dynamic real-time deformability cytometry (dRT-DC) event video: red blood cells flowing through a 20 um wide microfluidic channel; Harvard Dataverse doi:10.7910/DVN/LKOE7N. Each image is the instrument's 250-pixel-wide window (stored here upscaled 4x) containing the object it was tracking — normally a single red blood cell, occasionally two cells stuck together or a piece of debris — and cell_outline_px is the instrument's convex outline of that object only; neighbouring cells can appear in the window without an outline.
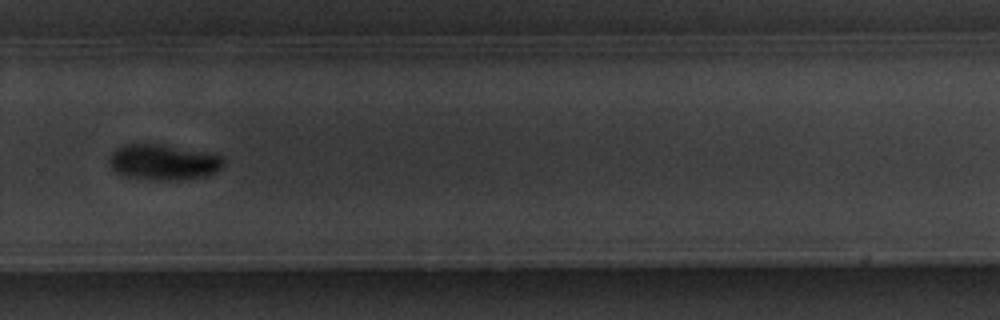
{"species": "common noctule bat (a hibernating species)", "species_latin": "Nyctalus noctula", "temperature_condition": "warm", "stored_images_in_passage": 14, "camera_frame_rate_fps": 3000, "um_per_image_px": 0.085, "animal": {"sex": "male", "body_mass_g": 20.1, "forearm_length_mm": 53.5}, "frame": {"image": 1, "passage_image": 10, "time_ms": 11.333, "image_size_px": [1000, 320], "cell_outline_px": [[224, 164], [220, 168], [204, 176], [164, 180], [124, 176], [116, 172], [108, 164], [108, 160], [112, 152], [116, 148], [124, 144], [156, 144], [224, 156]], "centroid_in_image_um": [13.81, 13.77], "position_along_channel_um": 316.0, "area_um2": 23.06}}
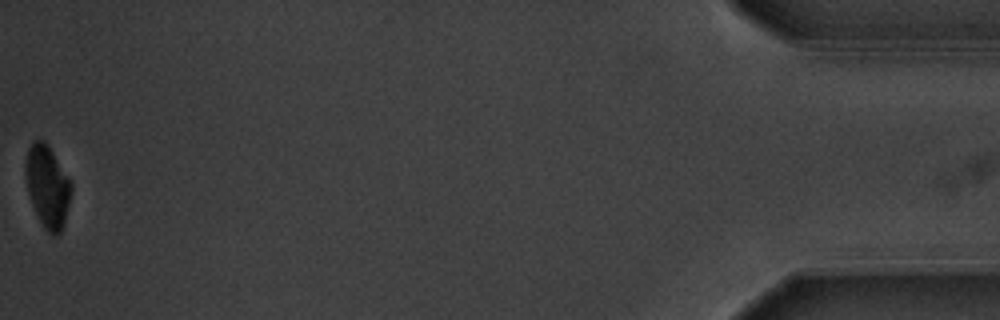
{"frame": {"image": 2, "passage_image": 14, "time_ms": 17.0, "image_size_px": [1000, 320], "cell_outline_px": [[72, 192], [64, 224], [60, 232], [56, 236], [52, 236], [44, 228], [32, 204], [28, 192], [24, 172], [28, 148], [32, 140], [44, 140], [48, 144], [72, 184]], "centroid_in_image_um": [4.03, 15.84], "position_along_channel_um": 431.2, "area_um2": 21.85}, "authors_computed_cell_mechanics": {"area_um2": 23.4668, "velocity_mm_per_s": 3.6031, "shape_relaxation_time_tau1_ms": 1.3301, "shape_relaxation_time_tau2_ms": null, "deformation_change_tau1": 0.0861, "deformation_change_tau2": null}}